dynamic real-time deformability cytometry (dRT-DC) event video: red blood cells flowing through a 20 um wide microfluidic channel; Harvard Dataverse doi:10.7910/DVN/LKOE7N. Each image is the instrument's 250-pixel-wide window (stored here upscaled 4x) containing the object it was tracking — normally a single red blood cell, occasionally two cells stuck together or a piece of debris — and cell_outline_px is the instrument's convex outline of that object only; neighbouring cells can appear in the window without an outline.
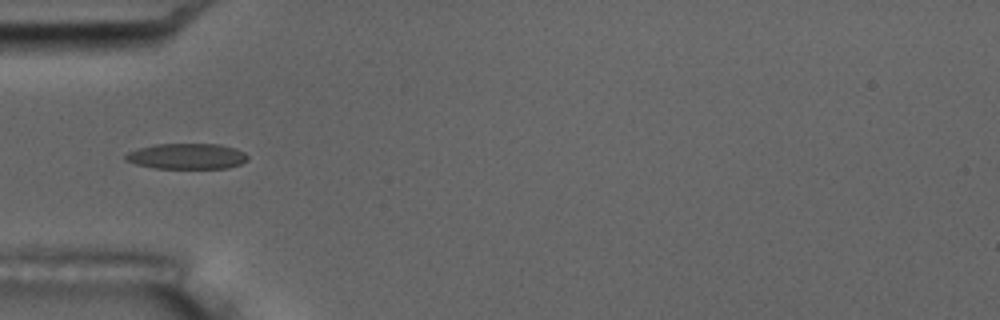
{"species": "common noctule bat (a hibernating species)", "species_latin": "Nyctalus noctula", "temperature_condition": "room temperature", "stored_images_in_passage": 7, "camera_frame_rate_fps": 3000, "um_per_image_px": 0.085, "animal": {"sex": "male", "body_mass_g": 17.5, "forearm_length_mm": 52.3}, "frame": {"image": 1, "passage_image": 5, "time_ms": 4.667, "image_size_px": [1000, 320], "cell_outline_px": [[248, 160], [240, 164], [228, 168], [156, 168], [136, 164], [124, 160], [124, 156], [128, 152], [140, 148], [156, 144], [220, 144], [236, 148], [244, 152], [248, 156]], "centroid_in_image_um": [15.91, 13.28], "position_along_channel_um": 69.1, "area_um2": 18.26}}